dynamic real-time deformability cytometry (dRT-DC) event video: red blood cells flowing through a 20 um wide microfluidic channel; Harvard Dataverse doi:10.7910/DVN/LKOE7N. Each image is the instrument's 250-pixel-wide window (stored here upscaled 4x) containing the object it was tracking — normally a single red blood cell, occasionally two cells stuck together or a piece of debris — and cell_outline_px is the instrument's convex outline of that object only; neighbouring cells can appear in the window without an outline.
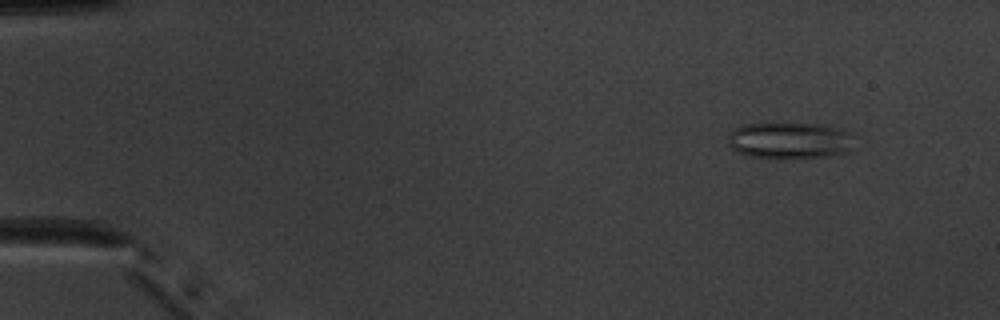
{"species": "common noctule bat (a hibernating species)", "species_latin": "Nyctalus noctula", "temperature_condition": "warm", "stored_images_in_passage": 44, "camera_frame_rate_fps": 3000, "um_per_image_px": 0.085, "animal": {"sex": "male", "body_mass_g": 20.1, "forearm_length_mm": 53.5}, "frame": {"image": 1, "passage_image": 6, "time_ms": 1.667, "image_size_px": [1000, 320], "cell_outline_px": [[852, 152], [832, 156], [748, 156], [732, 148], [728, 144], [728, 132], [744, 124], [776, 120], [784, 120], [820, 124], [840, 128], [848, 132]], "centroid_in_image_um": [67.08, 11.85], "position_along_channel_um": 17.9, "area_um2": 27.22}}
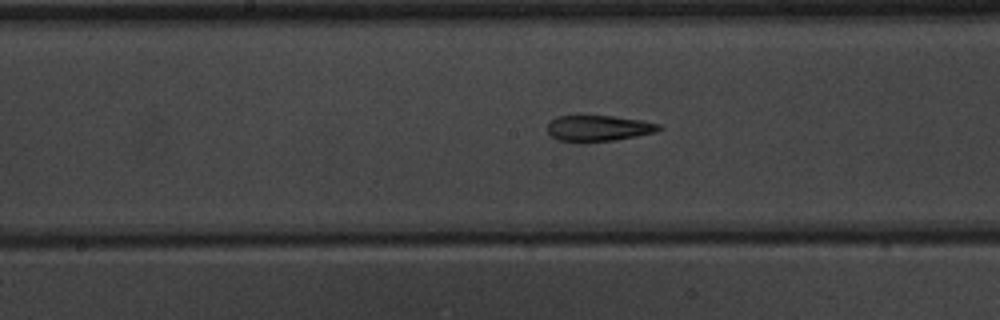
{"frame": {"image": 2, "passage_image": 28, "time_ms": 9.0, "image_size_px": [1000, 320], "cell_outline_px": [[664, 128], [656, 132], [616, 140], [584, 144], [556, 140], [548, 132], [548, 124], [556, 116], [612, 116], [644, 120], [660, 124]], "centroid_in_image_um": [50.89, 10.93], "position_along_channel_um": 197.3, "area_um2": 17.34}}
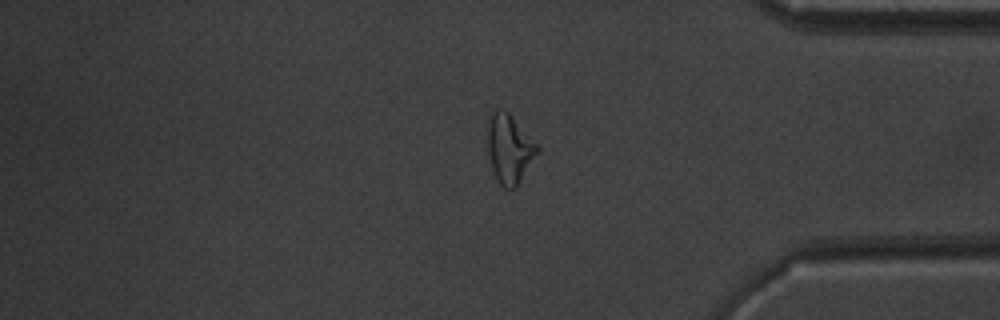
{"frame": {"image": 3, "passage_image": 44, "time_ms": 14.333, "image_size_px": [1000, 320], "cell_outline_px": [[540, 152], [516, 188], [504, 188], [500, 184], [492, 168], [488, 152], [488, 124], [492, 112], [500, 108], [504, 108], [508, 112], [540, 148]], "centroid_in_image_um": [43.32, 12.66], "position_along_channel_um": 391.9, "area_um2": 19.83}, "authors_computed_cell_mechanics": {"area_um2": 18.2937, "velocity_mm_per_s": 3.9842, "shape_relaxation_time_tau1_ms": null, "shape_relaxation_time_tau2_ms": 3.3492, "deformation_change_tau1": null, "deformation_change_tau2": 0.1533}}